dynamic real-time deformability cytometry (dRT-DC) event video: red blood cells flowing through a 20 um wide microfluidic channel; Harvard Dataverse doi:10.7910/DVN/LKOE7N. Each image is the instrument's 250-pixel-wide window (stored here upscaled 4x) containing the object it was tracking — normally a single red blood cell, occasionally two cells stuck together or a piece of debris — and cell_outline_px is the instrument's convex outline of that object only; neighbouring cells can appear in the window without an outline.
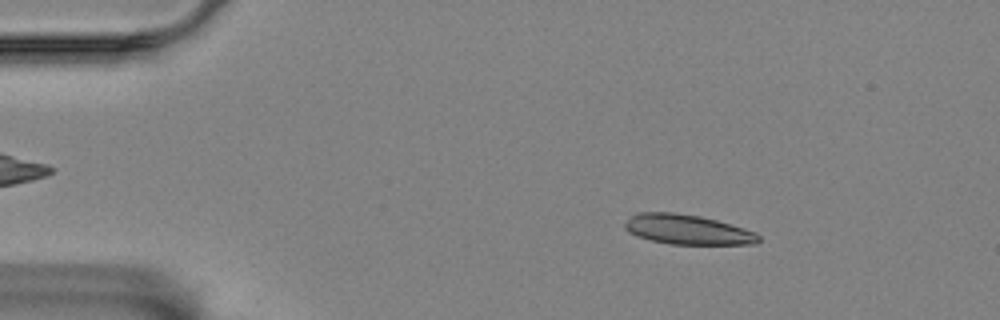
{"species": "Egyptian fruit bat (a non-hibernating species)", "species_latin": "Rousettus aegyptiacus", "temperature_condition": "room temperature", "stored_images_in_passage": 57, "camera_frame_rate_fps": 3000, "um_per_image_px": 0.085, "animal": {"sex": "female"}, "frame": {"image": 1, "passage_image": 8, "time_ms": 2.333, "image_size_px": [1000, 320], "cell_outline_px": [[760, 240], [756, 244], [672, 244], [652, 240], [636, 236], [628, 232], [624, 228], [624, 224], [636, 212], [672, 212], [700, 216], [716, 220], [756, 232], [760, 236]], "centroid_in_image_um": [58.42, 19.51], "position_along_channel_um": 26.6, "area_um2": 23.12}}
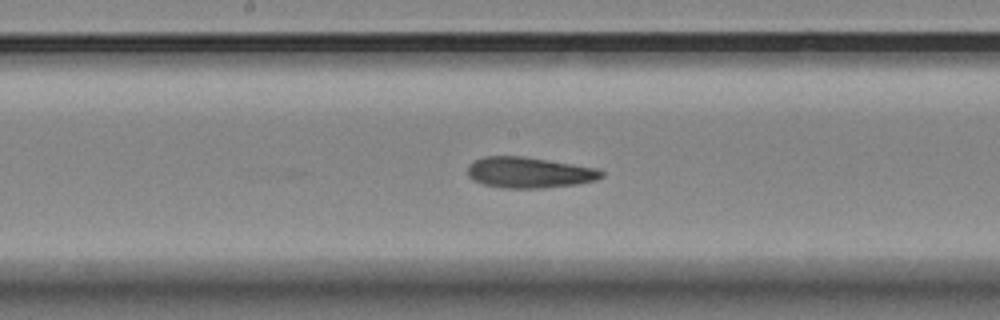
{"frame": {"image": 2, "passage_image": 29, "time_ms": 9.333, "image_size_px": [1000, 320], "cell_outline_px": [[604, 176], [596, 180], [576, 184], [540, 188], [500, 188], [484, 184], [472, 180], [468, 176], [468, 164], [484, 156], [524, 156], [600, 168], [604, 172]], "centroid_in_image_um": [45.0, 14.66], "position_along_channel_um": 203.2, "area_um2": 24.28}}
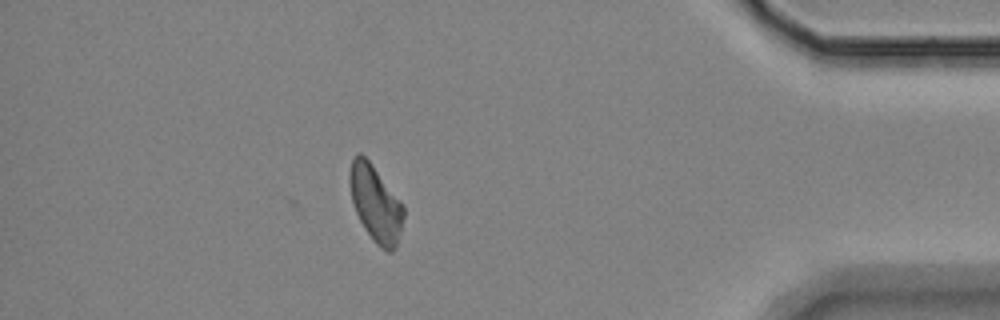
{"frame": {"image": 3, "passage_image": 50, "time_ms": 16.333, "image_size_px": [1000, 320], "cell_outline_px": [[404, 216], [396, 248], [392, 252], [388, 252], [380, 248], [372, 240], [364, 228], [356, 212], [352, 200], [348, 180], [348, 176], [352, 160], [360, 152], [368, 160], [404, 204]], "centroid_in_image_um": [31.93, 17.33], "position_along_channel_um": 403.3, "area_um2": 23.93}, "authors_computed_cell_mechanics": {"area_um2": 24.1604, "velocity_mm_per_s": 3.4298, "shape_relaxation_time_tau1_ms": null, "shape_relaxation_time_tau2_ms": 3.8149, "deformation_change_tau1": null, "deformation_change_tau2": 0.1151}}